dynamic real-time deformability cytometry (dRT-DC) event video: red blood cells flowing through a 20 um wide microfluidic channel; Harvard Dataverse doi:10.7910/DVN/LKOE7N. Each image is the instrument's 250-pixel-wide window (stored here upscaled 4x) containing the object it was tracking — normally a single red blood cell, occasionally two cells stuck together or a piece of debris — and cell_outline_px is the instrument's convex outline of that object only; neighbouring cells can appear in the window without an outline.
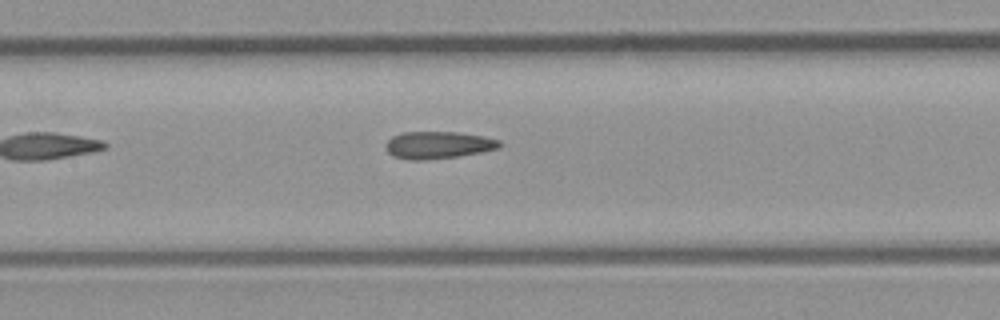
{"species": "common noctule bat (a hibernating species)", "species_latin": "Nyctalus noctula", "temperature_condition": "room temperature", "stored_images_in_passage": 9, "camera_frame_rate_fps": 3000, "um_per_image_px": 0.085, "animal": {"sex": "male", "body_mass_g": 23.1, "forearm_length_mm": 52.7}, "frame": {"image": 1, "passage_image": 8, "time_ms": 9.0, "image_size_px": [1000, 320], "cell_outline_px": [[500, 148], [480, 152], [456, 156], [424, 160], [408, 160], [392, 156], [384, 148], [384, 144], [392, 136], [404, 132], [456, 132], [484, 136], [500, 140]], "centroid_in_image_um": [37.19, 12.32], "position_along_channel_um": 170.2, "area_um2": 18.09}}